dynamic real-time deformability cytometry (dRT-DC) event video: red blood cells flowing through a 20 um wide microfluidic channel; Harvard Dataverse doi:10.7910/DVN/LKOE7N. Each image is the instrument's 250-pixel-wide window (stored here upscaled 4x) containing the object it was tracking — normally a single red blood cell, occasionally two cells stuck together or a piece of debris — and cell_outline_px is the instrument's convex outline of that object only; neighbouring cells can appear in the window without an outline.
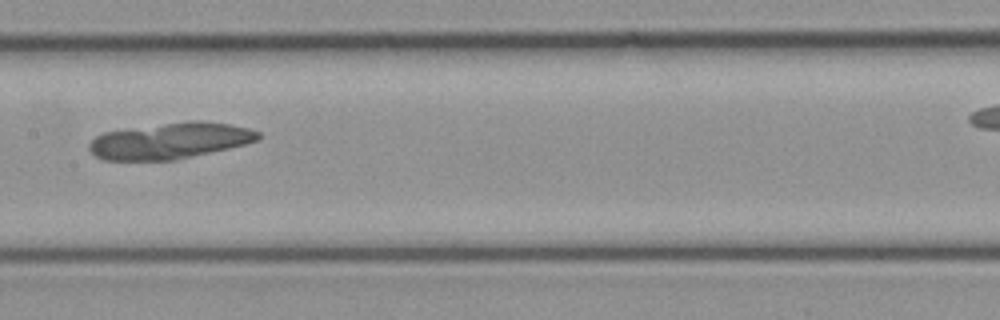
{"species": "common noctule bat (a hibernating species)", "species_latin": "Nyctalus noctula", "temperature_condition": "cold", "stored_images_in_passage": 18, "camera_frame_rate_fps": 3000, "um_per_image_px": 0.085, "animal": {"sex": "female", "body_mass_g": 21.9}, "frame": {"image": 1, "passage_image": 13, "time_ms": 4.0, "image_size_px": [1000, 320], "cell_outline_px": [[260, 140], [228, 148], [176, 160], [104, 160], [96, 156], [88, 148], [88, 144], [96, 136], [104, 132], [188, 120], [200, 120], [228, 124], [248, 128], [260, 132]], "centroid_in_image_um": [14.46, 11.96], "position_along_channel_um": 192.9, "area_um2": 35.43}}